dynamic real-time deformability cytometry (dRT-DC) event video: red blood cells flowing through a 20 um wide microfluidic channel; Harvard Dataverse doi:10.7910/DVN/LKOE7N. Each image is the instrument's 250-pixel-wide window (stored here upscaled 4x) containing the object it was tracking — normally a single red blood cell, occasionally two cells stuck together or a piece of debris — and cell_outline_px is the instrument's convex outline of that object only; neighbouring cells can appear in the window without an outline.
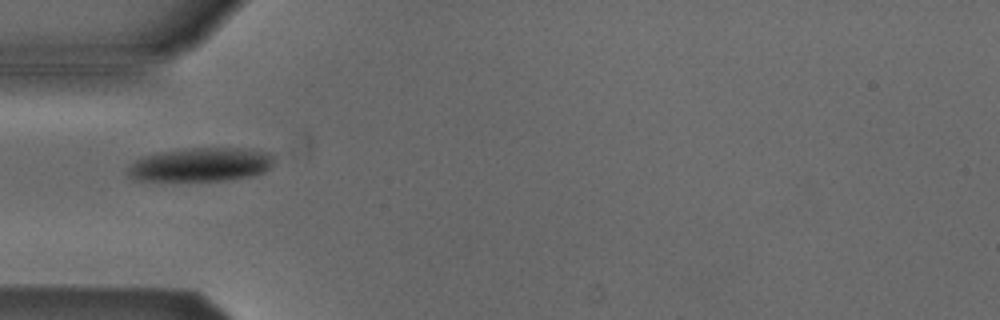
{"species": "Egyptian fruit bat (a non-hibernating species)", "species_latin": "Rousettus aegyptiacus", "temperature_condition": "cold", "stored_images_in_passage": 6, "camera_frame_rate_fps": 3000, "um_per_image_px": 0.085, "animal": {"sex": "male"}, "frame": {"image": 1, "passage_image": 4, "time_ms": 4.333, "image_size_px": [1000, 320], "cell_outline_px": [[276, 156], [272, 164], [264, 172], [252, 176], [224, 180], [132, 180], [124, 176], [128, 168], [136, 160], [144, 156], [156, 152], [184, 148], [252, 148], [276, 152]], "centroid_in_image_um": [17.11, 13.97], "position_along_channel_um": 67.9, "area_um2": 29.36}}
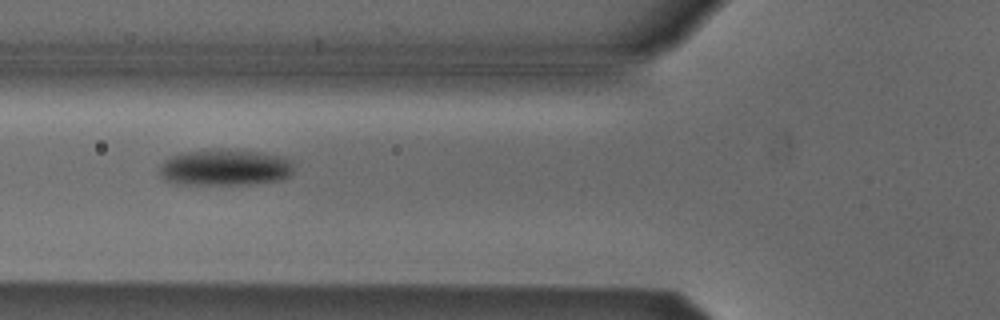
{"frame": {"image": 2, "passage_image": 5, "time_ms": 5.333, "image_size_px": [1000, 320], "cell_outline_px": [[292, 172], [288, 176], [280, 180], [248, 184], [176, 184], [164, 180], [160, 176], [160, 164], [164, 160], [172, 156], [184, 152], [236, 148], [284, 156], [292, 160]], "centroid_in_image_um": [19.13, 14.23], "position_along_channel_um": 106.7, "area_um2": 28.67}}
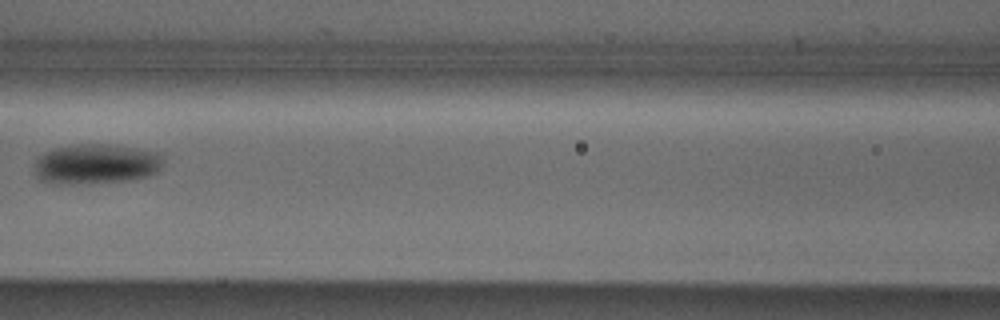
{"frame": {"image": 3, "passage_image": 6, "time_ms": 6.667, "image_size_px": [1000, 320], "cell_outline_px": [[164, 164], [156, 172], [148, 176], [132, 180], [88, 184], [48, 184], [40, 180], [36, 176], [36, 156], [44, 152], [56, 148], [72, 144], [108, 144], [160, 152], [164, 156]], "centroid_in_image_um": [8.17, 13.95], "position_along_channel_um": 158.4, "area_um2": 30.75}}